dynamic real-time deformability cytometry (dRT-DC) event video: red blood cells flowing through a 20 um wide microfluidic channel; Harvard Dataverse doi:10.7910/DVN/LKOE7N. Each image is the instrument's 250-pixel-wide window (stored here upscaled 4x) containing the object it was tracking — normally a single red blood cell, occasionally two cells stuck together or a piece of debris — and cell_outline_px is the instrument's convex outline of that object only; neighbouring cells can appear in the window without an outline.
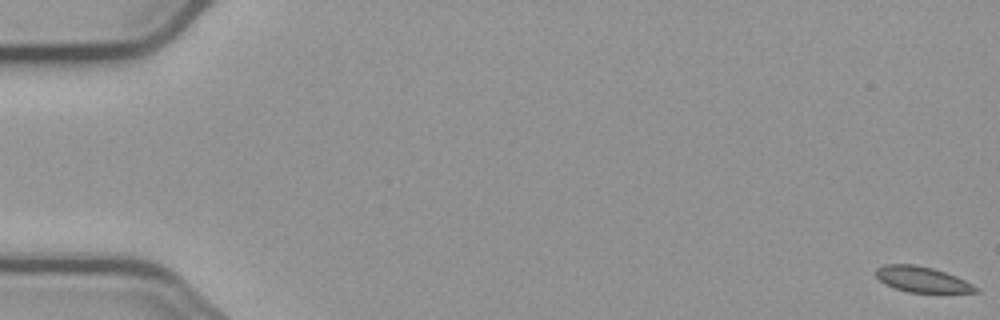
{"species": "common noctule bat (a hibernating species)", "species_latin": "Nyctalus noctula", "temperature_condition": "cold", "stored_images_in_passage": 6, "camera_frame_rate_fps": 3000, "um_per_image_px": 0.085, "animal": {"sex": "male", "body_mass_g": 23.1, "forearm_length_mm": 52.7}, "frame": {"image": 1, "passage_image": 1, "time_ms": 0.0, "image_size_px": [1000, 320], "cell_outline_px": [[980, 292], [908, 292], [884, 284], [876, 276], [876, 268], [884, 264], [916, 264], [932, 268], [956, 276], [980, 288]], "centroid_in_image_um": [78.37, 23.74], "position_along_channel_um": 6.6, "area_um2": 14.8}}
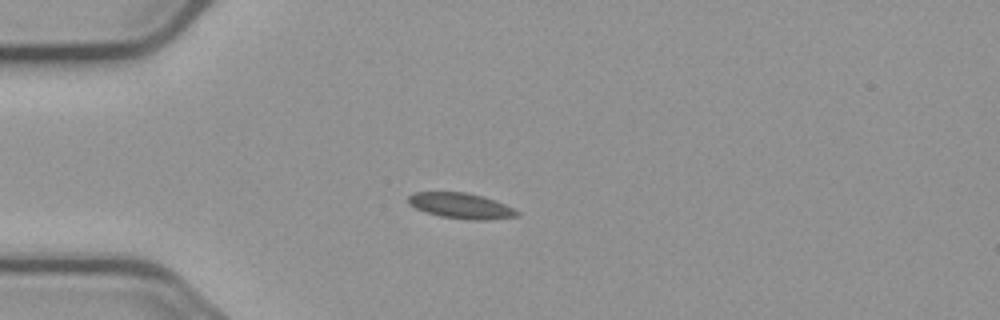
{"frame": {"image": 2, "passage_image": 4, "time_ms": 5.0, "image_size_px": [1000, 320], "cell_outline_px": [[520, 216], [488, 220], [468, 220], [440, 216], [424, 212], [408, 204], [408, 196], [412, 192], [464, 192], [480, 196], [504, 204], [520, 212]], "centroid_in_image_um": [39.15, 17.5], "position_along_channel_um": 45.9, "area_um2": 16.18}}
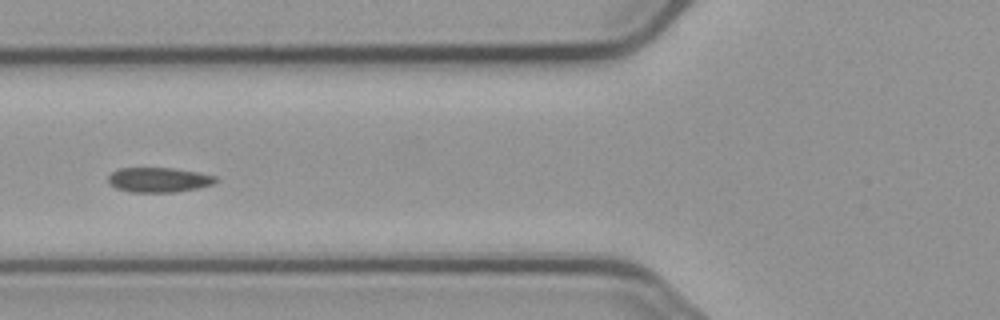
{"frame": {"image": 3, "passage_image": 6, "time_ms": 7.333, "image_size_px": [1000, 320], "cell_outline_px": [[220, 180], [212, 184], [196, 188], [176, 192], [128, 192], [116, 188], [108, 184], [108, 176], [116, 168], [172, 168], [200, 172], [216, 176]], "centroid_in_image_um": [13.48, 15.28], "position_along_channel_um": 112.3, "area_um2": 15.72}}